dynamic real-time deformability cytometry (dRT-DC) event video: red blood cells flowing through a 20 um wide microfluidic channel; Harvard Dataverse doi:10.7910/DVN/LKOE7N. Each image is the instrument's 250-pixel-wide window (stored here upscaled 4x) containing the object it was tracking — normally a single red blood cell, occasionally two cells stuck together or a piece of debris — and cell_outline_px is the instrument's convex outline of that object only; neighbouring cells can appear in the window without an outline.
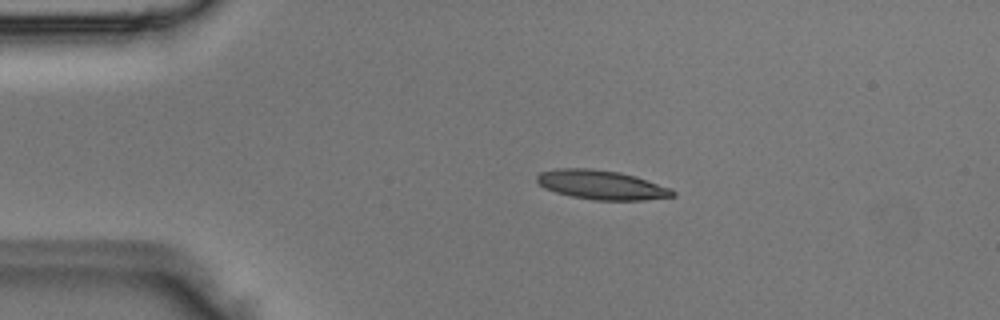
{"species": "Egyptian fruit bat (a non-hibernating species)", "species_latin": "Rousettus aegyptiacus", "temperature_condition": "room temperature", "stored_images_in_passage": 4, "camera_frame_rate_fps": 3000, "um_per_image_px": 0.085, "animal": {"sex": "male"}, "frame": {"image": 1, "passage_image": 3, "time_ms": 0.667, "image_size_px": [1000, 320], "cell_outline_px": [[676, 196], [644, 200], [596, 200], [572, 196], [556, 192], [544, 188], [536, 180], [536, 176], [540, 172], [556, 168], [592, 168], [620, 172], [636, 176], [672, 188], [676, 192]], "centroid_in_image_um": [51.15, 15.7], "position_along_channel_um": 33.8, "area_um2": 23.29}}